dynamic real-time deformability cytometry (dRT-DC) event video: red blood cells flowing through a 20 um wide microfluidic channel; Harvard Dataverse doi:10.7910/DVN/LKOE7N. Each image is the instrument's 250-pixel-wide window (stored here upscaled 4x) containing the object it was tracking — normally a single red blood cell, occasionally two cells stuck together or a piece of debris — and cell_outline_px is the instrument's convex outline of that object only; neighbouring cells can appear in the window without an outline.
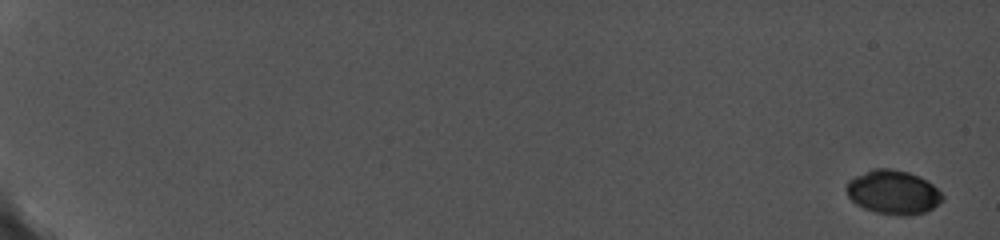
{"species": "common noctule bat (a hibernating species)", "species_latin": "Nyctalus noctula", "temperature_condition": "cold", "stored_images_in_passage": 12, "camera_frame_rate_fps": 5000, "um_per_image_px": 0.085, "animal": {"sex": "female", "body_mass_g": 19.0, "forearm_length_mm": 56.7}, "frame": {"image": 1, "passage_image": 1, "time_ms": 0.0, "image_size_px": [1000, 240], "cell_outline_px": [[944, 200], [932, 208], [924, 212], [908, 216], [900, 216], [876, 212], [864, 208], [856, 204], [848, 196], [844, 188], [848, 180], [856, 176], [876, 168], [892, 168], [908, 172], [920, 176], [932, 184], [944, 196]], "centroid_in_image_um": [75.91, 16.34], "position_along_channel_um": 9.1, "area_um2": 24.68}}
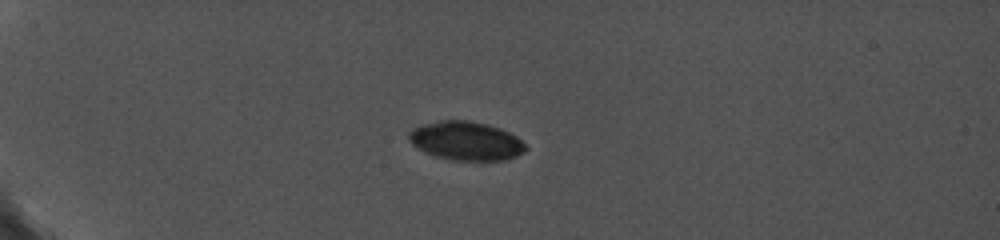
{"frame": {"image": 2, "passage_image": 9, "time_ms": 5.6, "image_size_px": [1000, 240], "cell_outline_px": [[528, 148], [524, 152], [508, 160], [448, 160], [424, 152], [416, 148], [408, 140], [408, 132], [412, 128], [420, 124], [440, 120], [468, 120], [500, 128], [516, 136]], "centroid_in_image_um": [39.56, 11.97], "position_along_channel_um": 45.4, "area_um2": 26.59}}
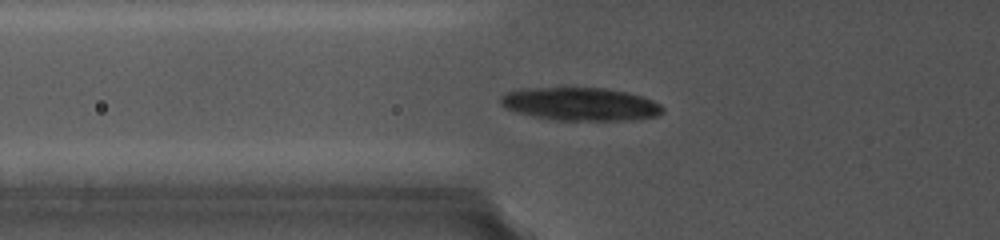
{"frame": {"image": 3, "passage_image": 12, "time_ms": 7.8, "image_size_px": [1000, 240], "cell_outline_px": [[664, 112], [656, 116], [640, 120], [552, 120], [532, 116], [516, 112], [500, 104], [500, 96], [508, 92], [520, 88], [604, 88], [624, 92], [640, 96], [652, 100], [660, 104], [664, 108]], "centroid_in_image_um": [49.34, 8.86], "position_along_channel_um": 76.5, "area_um2": 31.27}}